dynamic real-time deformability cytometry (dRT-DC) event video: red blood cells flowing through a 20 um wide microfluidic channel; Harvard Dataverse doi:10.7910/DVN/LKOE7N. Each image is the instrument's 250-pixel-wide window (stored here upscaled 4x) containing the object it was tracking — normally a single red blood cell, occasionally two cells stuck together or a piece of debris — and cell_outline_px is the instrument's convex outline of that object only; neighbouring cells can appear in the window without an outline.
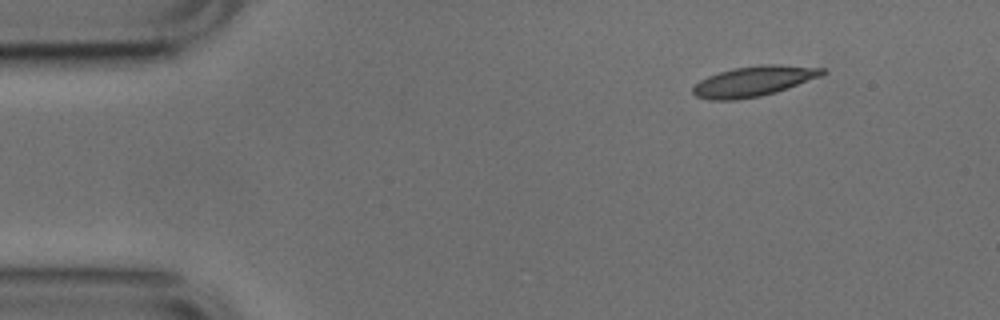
{"species": "common noctule bat (a hibernating species)", "species_latin": "Nyctalus noctula", "temperature_condition": "cold", "stored_images_in_passage": 47, "camera_frame_rate_fps": 3000, "um_per_image_px": 0.085, "animal": {"sex": "male", "body_mass_g": 17.9, "forearm_length_mm": 54.2}, "frame": {"image": 1, "passage_image": 1, "time_ms": 0.0, "image_size_px": [1000, 320], "cell_outline_px": [[828, 72], [820, 76], [788, 88], [776, 92], [760, 96], [736, 100], [712, 100], [696, 96], [692, 92], [692, 88], [700, 80], [708, 76], [720, 72], [736, 68], [768, 64], [772, 64], [824, 68]], "centroid_in_image_um": [64.06, 6.91], "position_along_channel_um": 20.9, "area_um2": 22.48}}
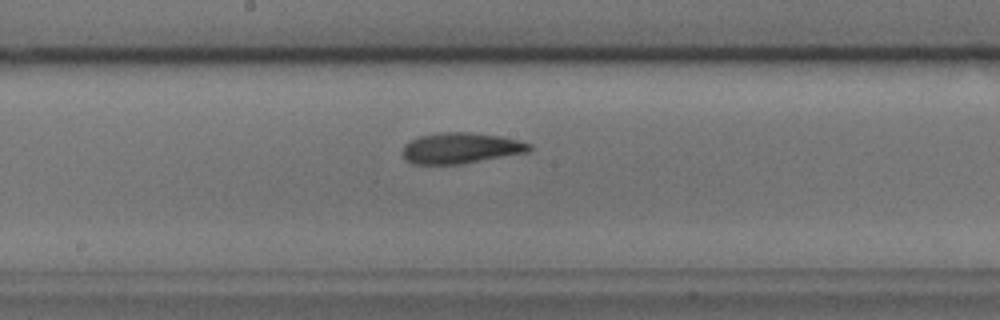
{"frame": {"image": 2, "passage_image": 22, "time_ms": 7.0, "image_size_px": [1000, 320], "cell_outline_px": [[532, 148], [528, 152], [460, 164], [412, 164], [404, 160], [404, 144], [420, 136], [440, 132], [472, 132], [500, 136], [532, 144]], "centroid_in_image_um": [39.16, 12.59], "position_along_channel_um": 209.0, "area_um2": 22.66}}
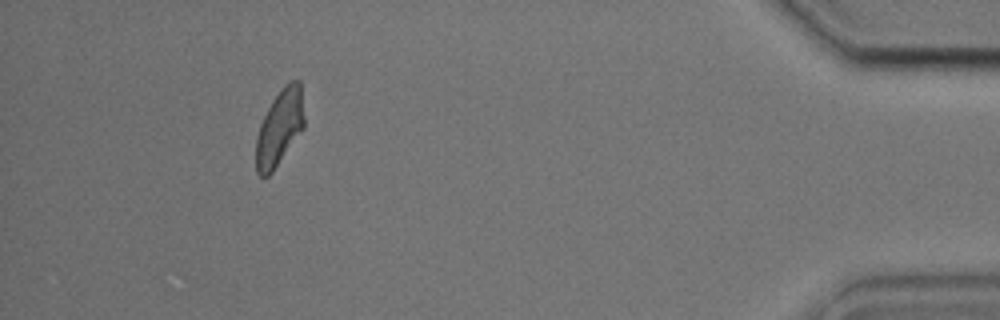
{"frame": {"image": 3, "passage_image": 43, "time_ms": 14.0, "image_size_px": [1000, 320], "cell_outline_px": [[304, 128], [272, 172], [268, 176], [260, 176], [256, 172], [256, 136], [260, 124], [272, 100], [280, 88], [288, 80], [300, 80], [304, 116]], "centroid_in_image_um": [23.76, 10.82], "position_along_channel_um": 411.4, "area_um2": 21.39}, "authors_computed_cell_mechanics": {"area_um2": 22.3686, "velocity_mm_per_s": 3.7618, "shape_relaxation_time_tau1_ms": 6.08, "shape_relaxation_time_tau2_ms": 3.082, "deformation_change_tau1": 0.1433, "deformation_change_tau2": 0.089}}